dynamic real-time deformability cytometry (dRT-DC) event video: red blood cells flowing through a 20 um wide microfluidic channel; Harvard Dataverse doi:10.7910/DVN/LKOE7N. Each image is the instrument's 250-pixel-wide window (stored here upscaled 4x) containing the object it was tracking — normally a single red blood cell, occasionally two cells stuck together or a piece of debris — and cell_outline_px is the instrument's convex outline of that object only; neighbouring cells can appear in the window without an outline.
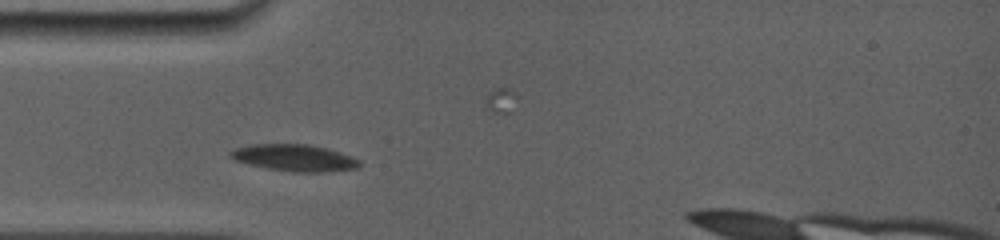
{"species": "common noctule bat (a hibernating species)", "species_latin": "Nyctalus noctula", "temperature_condition": "room temperature", "stored_images_in_passage": 26, "camera_frame_rate_fps": 5000, "um_per_image_px": 0.085, "animal": {"sex": "female", "body_mass_g": 19.0, "forearm_length_mm": 56.7}, "frame": {"image": 1, "passage_image": 8, "time_ms": 4.4, "image_size_px": [1000, 240], "cell_outline_px": [[360, 164], [356, 168], [324, 172], [292, 172], [268, 168], [236, 160], [228, 156], [228, 152], [236, 148], [252, 144], [308, 144], [328, 148], [340, 152], [360, 160]], "centroid_in_image_um": [25.03, 13.4], "position_along_channel_um": 60.0, "area_um2": 19.94}}
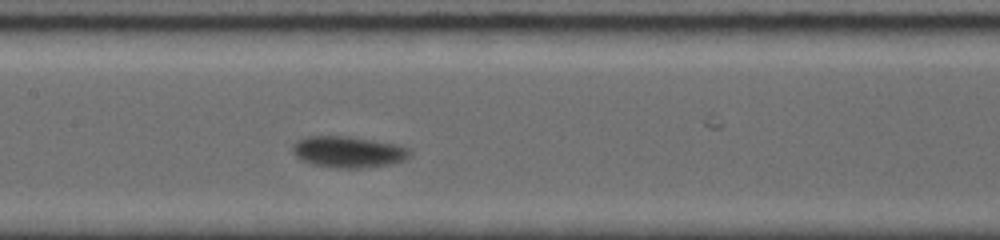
{"frame": {"image": 2, "passage_image": 13, "time_ms": 7.6, "image_size_px": [1000, 240], "cell_outline_px": [[412, 152], [404, 160], [392, 164], [364, 168], [336, 168], [312, 164], [300, 160], [292, 152], [292, 144], [296, 140], [304, 136], [352, 136], [376, 140], [396, 144], [412, 148]], "centroid_in_image_um": [29.6, 12.9], "position_along_channel_um": 177.8, "area_um2": 21.91}}
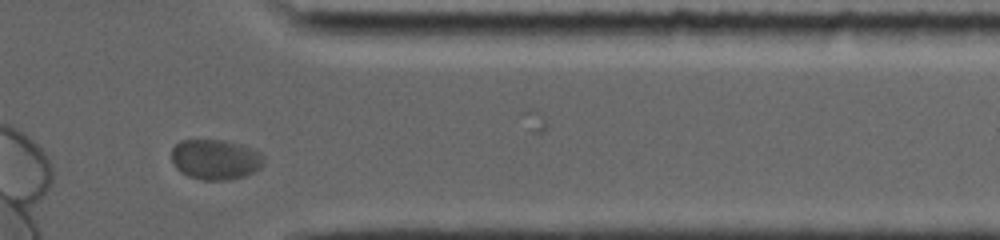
{"frame": {"image": 3, "passage_image": 22, "time_ms": 13.4, "image_size_px": [1000, 240], "cell_outline_px": [[264, 164], [260, 168], [244, 176], [228, 180], [200, 180], [188, 176], [180, 172], [176, 168], [172, 160], [172, 148], [180, 140], [224, 140], [240, 144], [260, 152], [264, 156]], "centroid_in_image_um": [18.31, 13.56], "position_along_channel_um": 393.1, "area_um2": 21.73}, "authors_computed_cell_mechanics": {"area_um2": 20.6924, "velocity_mm_per_s": 3.718, "shape_relaxation_time_tau1_ms": 1.4745, "shape_relaxation_time_tau2_ms": null, "deformation_change_tau1": 0.0871, "deformation_change_tau2": null}}